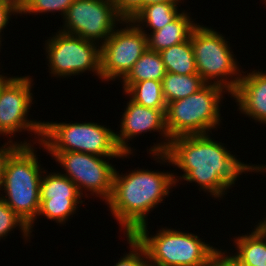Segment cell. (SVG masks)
I'll use <instances>...</instances> for the list:
<instances>
[{
	"mask_svg": "<svg viewBox=\"0 0 266 266\" xmlns=\"http://www.w3.org/2000/svg\"><path fill=\"white\" fill-rule=\"evenodd\" d=\"M51 34L52 36L45 37L47 40L44 41L43 48L50 77L66 80L90 72L102 82L99 44L58 29Z\"/></svg>",
	"mask_w": 266,
	"mask_h": 266,
	"instance_id": "obj_8",
	"label": "cell"
},
{
	"mask_svg": "<svg viewBox=\"0 0 266 266\" xmlns=\"http://www.w3.org/2000/svg\"><path fill=\"white\" fill-rule=\"evenodd\" d=\"M118 169V170H117ZM115 168L112 193L105 203L117 221L119 232L133 235L148 222V215L176 188L173 172L139 168L121 174ZM175 187V188H173Z\"/></svg>",
	"mask_w": 266,
	"mask_h": 266,
	"instance_id": "obj_2",
	"label": "cell"
},
{
	"mask_svg": "<svg viewBox=\"0 0 266 266\" xmlns=\"http://www.w3.org/2000/svg\"><path fill=\"white\" fill-rule=\"evenodd\" d=\"M75 0H29L27 6L20 14L21 16L27 15H54L58 12L59 16L63 18L67 9Z\"/></svg>",
	"mask_w": 266,
	"mask_h": 266,
	"instance_id": "obj_24",
	"label": "cell"
},
{
	"mask_svg": "<svg viewBox=\"0 0 266 266\" xmlns=\"http://www.w3.org/2000/svg\"><path fill=\"white\" fill-rule=\"evenodd\" d=\"M191 12L186 9L171 23L166 24L159 30L144 32L147 35L148 49L160 52L165 48L187 41L194 28L199 24L192 19ZM196 21V22H195Z\"/></svg>",
	"mask_w": 266,
	"mask_h": 266,
	"instance_id": "obj_17",
	"label": "cell"
},
{
	"mask_svg": "<svg viewBox=\"0 0 266 266\" xmlns=\"http://www.w3.org/2000/svg\"><path fill=\"white\" fill-rule=\"evenodd\" d=\"M159 53L167 72L179 75L198 74L190 38Z\"/></svg>",
	"mask_w": 266,
	"mask_h": 266,
	"instance_id": "obj_20",
	"label": "cell"
},
{
	"mask_svg": "<svg viewBox=\"0 0 266 266\" xmlns=\"http://www.w3.org/2000/svg\"><path fill=\"white\" fill-rule=\"evenodd\" d=\"M261 1H262L261 3L265 4V6H266V0H261Z\"/></svg>",
	"mask_w": 266,
	"mask_h": 266,
	"instance_id": "obj_35",
	"label": "cell"
},
{
	"mask_svg": "<svg viewBox=\"0 0 266 266\" xmlns=\"http://www.w3.org/2000/svg\"><path fill=\"white\" fill-rule=\"evenodd\" d=\"M147 48V35L124 20L101 45L102 82H121Z\"/></svg>",
	"mask_w": 266,
	"mask_h": 266,
	"instance_id": "obj_11",
	"label": "cell"
},
{
	"mask_svg": "<svg viewBox=\"0 0 266 266\" xmlns=\"http://www.w3.org/2000/svg\"><path fill=\"white\" fill-rule=\"evenodd\" d=\"M212 135L215 134L175 137L171 139L166 153L151 154L150 157L158 165H172L175 171L181 170L180 175L173 172L176 187L184 181L195 183L200 192L220 202L238 184L241 175L248 172L260 174L261 165L244 163L225 143L212 138Z\"/></svg>",
	"mask_w": 266,
	"mask_h": 266,
	"instance_id": "obj_1",
	"label": "cell"
},
{
	"mask_svg": "<svg viewBox=\"0 0 266 266\" xmlns=\"http://www.w3.org/2000/svg\"><path fill=\"white\" fill-rule=\"evenodd\" d=\"M122 94L135 103L154 109L166 110L162 83L155 80H144L136 83H121Z\"/></svg>",
	"mask_w": 266,
	"mask_h": 266,
	"instance_id": "obj_19",
	"label": "cell"
},
{
	"mask_svg": "<svg viewBox=\"0 0 266 266\" xmlns=\"http://www.w3.org/2000/svg\"><path fill=\"white\" fill-rule=\"evenodd\" d=\"M2 42H3V41H0V52H1V49H3V47H1V46H3V45H2ZM0 61H1V60H0ZM0 65L2 66L1 62H0ZM1 66H0V69H2ZM1 73H2V71L0 70V74H1Z\"/></svg>",
	"mask_w": 266,
	"mask_h": 266,
	"instance_id": "obj_34",
	"label": "cell"
},
{
	"mask_svg": "<svg viewBox=\"0 0 266 266\" xmlns=\"http://www.w3.org/2000/svg\"><path fill=\"white\" fill-rule=\"evenodd\" d=\"M47 170L45 168L40 183L39 212L37 218L29 225L32 236V232H35L34 224L38 222V218L44 216L59 226H66L73 215L74 217L76 213L78 215L80 206L85 205L86 199L80 194L77 186L70 178L59 171L53 170L52 172L51 170L48 172Z\"/></svg>",
	"mask_w": 266,
	"mask_h": 266,
	"instance_id": "obj_14",
	"label": "cell"
},
{
	"mask_svg": "<svg viewBox=\"0 0 266 266\" xmlns=\"http://www.w3.org/2000/svg\"><path fill=\"white\" fill-rule=\"evenodd\" d=\"M6 74L8 76L5 75V73L0 74V92H1V89L3 88V86L13 77V75H9L8 73H6Z\"/></svg>",
	"mask_w": 266,
	"mask_h": 266,
	"instance_id": "obj_32",
	"label": "cell"
},
{
	"mask_svg": "<svg viewBox=\"0 0 266 266\" xmlns=\"http://www.w3.org/2000/svg\"><path fill=\"white\" fill-rule=\"evenodd\" d=\"M36 146L19 145L10 154L0 187V198L28 225L39 212L40 183L45 170Z\"/></svg>",
	"mask_w": 266,
	"mask_h": 266,
	"instance_id": "obj_4",
	"label": "cell"
},
{
	"mask_svg": "<svg viewBox=\"0 0 266 266\" xmlns=\"http://www.w3.org/2000/svg\"><path fill=\"white\" fill-rule=\"evenodd\" d=\"M230 98L237 104L236 111L257 124L266 125V70L243 71Z\"/></svg>",
	"mask_w": 266,
	"mask_h": 266,
	"instance_id": "obj_15",
	"label": "cell"
},
{
	"mask_svg": "<svg viewBox=\"0 0 266 266\" xmlns=\"http://www.w3.org/2000/svg\"><path fill=\"white\" fill-rule=\"evenodd\" d=\"M33 85H35V81L32 76L17 75L13 76L1 89L0 138L4 136L3 139L6 137L8 140L15 141L14 137H18V133L22 135L24 132L30 135L28 136L30 139L22 140V145L41 143L44 121L34 120L30 118L33 115L29 114L32 104L36 102L32 90L34 89Z\"/></svg>",
	"mask_w": 266,
	"mask_h": 266,
	"instance_id": "obj_9",
	"label": "cell"
},
{
	"mask_svg": "<svg viewBox=\"0 0 266 266\" xmlns=\"http://www.w3.org/2000/svg\"><path fill=\"white\" fill-rule=\"evenodd\" d=\"M186 0H144V5L162 2H185Z\"/></svg>",
	"mask_w": 266,
	"mask_h": 266,
	"instance_id": "obj_33",
	"label": "cell"
},
{
	"mask_svg": "<svg viewBox=\"0 0 266 266\" xmlns=\"http://www.w3.org/2000/svg\"><path fill=\"white\" fill-rule=\"evenodd\" d=\"M253 227L250 232L230 238L229 241L233 242L230 252L222 248L223 253L237 266H266V236L255 225Z\"/></svg>",
	"mask_w": 266,
	"mask_h": 266,
	"instance_id": "obj_16",
	"label": "cell"
},
{
	"mask_svg": "<svg viewBox=\"0 0 266 266\" xmlns=\"http://www.w3.org/2000/svg\"><path fill=\"white\" fill-rule=\"evenodd\" d=\"M47 154L62 168L61 173L75 183L84 198L89 199L93 196L92 199L99 198L104 204L112 193L113 175L116 168L112 164L113 159L129 160L131 156V154L97 156L82 152H47Z\"/></svg>",
	"mask_w": 266,
	"mask_h": 266,
	"instance_id": "obj_10",
	"label": "cell"
},
{
	"mask_svg": "<svg viewBox=\"0 0 266 266\" xmlns=\"http://www.w3.org/2000/svg\"><path fill=\"white\" fill-rule=\"evenodd\" d=\"M213 266H237L221 251L215 258Z\"/></svg>",
	"mask_w": 266,
	"mask_h": 266,
	"instance_id": "obj_30",
	"label": "cell"
},
{
	"mask_svg": "<svg viewBox=\"0 0 266 266\" xmlns=\"http://www.w3.org/2000/svg\"><path fill=\"white\" fill-rule=\"evenodd\" d=\"M149 227L141 226L133 236L145 248L150 266H213L222 251L197 233L165 226L152 234Z\"/></svg>",
	"mask_w": 266,
	"mask_h": 266,
	"instance_id": "obj_3",
	"label": "cell"
},
{
	"mask_svg": "<svg viewBox=\"0 0 266 266\" xmlns=\"http://www.w3.org/2000/svg\"><path fill=\"white\" fill-rule=\"evenodd\" d=\"M128 252L117 259L113 266H150L145 248L133 235H125Z\"/></svg>",
	"mask_w": 266,
	"mask_h": 266,
	"instance_id": "obj_25",
	"label": "cell"
},
{
	"mask_svg": "<svg viewBox=\"0 0 266 266\" xmlns=\"http://www.w3.org/2000/svg\"><path fill=\"white\" fill-rule=\"evenodd\" d=\"M258 221L256 222V224L254 223V225L266 236V216Z\"/></svg>",
	"mask_w": 266,
	"mask_h": 266,
	"instance_id": "obj_31",
	"label": "cell"
},
{
	"mask_svg": "<svg viewBox=\"0 0 266 266\" xmlns=\"http://www.w3.org/2000/svg\"><path fill=\"white\" fill-rule=\"evenodd\" d=\"M123 20H132L143 8L144 0H111Z\"/></svg>",
	"mask_w": 266,
	"mask_h": 266,
	"instance_id": "obj_26",
	"label": "cell"
},
{
	"mask_svg": "<svg viewBox=\"0 0 266 266\" xmlns=\"http://www.w3.org/2000/svg\"><path fill=\"white\" fill-rule=\"evenodd\" d=\"M61 21L59 31L101 46L124 20L111 0H75Z\"/></svg>",
	"mask_w": 266,
	"mask_h": 266,
	"instance_id": "obj_12",
	"label": "cell"
},
{
	"mask_svg": "<svg viewBox=\"0 0 266 266\" xmlns=\"http://www.w3.org/2000/svg\"><path fill=\"white\" fill-rule=\"evenodd\" d=\"M6 142L1 144L0 146V187L2 184V178L4 174V166L6 163L7 158L10 156V154L19 146L22 145L21 140L11 141V140H4Z\"/></svg>",
	"mask_w": 266,
	"mask_h": 266,
	"instance_id": "obj_28",
	"label": "cell"
},
{
	"mask_svg": "<svg viewBox=\"0 0 266 266\" xmlns=\"http://www.w3.org/2000/svg\"><path fill=\"white\" fill-rule=\"evenodd\" d=\"M166 72L160 53L147 48L135 62L132 70L119 83H136L144 80L162 81Z\"/></svg>",
	"mask_w": 266,
	"mask_h": 266,
	"instance_id": "obj_22",
	"label": "cell"
},
{
	"mask_svg": "<svg viewBox=\"0 0 266 266\" xmlns=\"http://www.w3.org/2000/svg\"><path fill=\"white\" fill-rule=\"evenodd\" d=\"M103 123L43 122L39 148L44 152H82L97 156H123L115 140V130Z\"/></svg>",
	"mask_w": 266,
	"mask_h": 266,
	"instance_id": "obj_6",
	"label": "cell"
},
{
	"mask_svg": "<svg viewBox=\"0 0 266 266\" xmlns=\"http://www.w3.org/2000/svg\"><path fill=\"white\" fill-rule=\"evenodd\" d=\"M12 15H15L17 19V16H20V13L10 5L0 3V41H4V39H6L3 37L5 31L4 29H7V25L10 23V21L12 23Z\"/></svg>",
	"mask_w": 266,
	"mask_h": 266,
	"instance_id": "obj_27",
	"label": "cell"
},
{
	"mask_svg": "<svg viewBox=\"0 0 266 266\" xmlns=\"http://www.w3.org/2000/svg\"><path fill=\"white\" fill-rule=\"evenodd\" d=\"M127 99L129 100L126 101L127 103L124 105V112H121L123 114L120 115L122 116L119 120L120 124L118 125V127L120 126V130L115 132V140L119 149L124 154H131L133 157L137 154V149L135 146L131 147L133 145L130 141L135 140L134 138L136 136L139 137L141 135L142 137V134L144 136L148 132H157L159 136L156 144L153 142V146L150 145L149 149L147 147V154L166 153L171 141L166 128V110L145 107L135 103L129 97Z\"/></svg>",
	"mask_w": 266,
	"mask_h": 266,
	"instance_id": "obj_13",
	"label": "cell"
},
{
	"mask_svg": "<svg viewBox=\"0 0 266 266\" xmlns=\"http://www.w3.org/2000/svg\"><path fill=\"white\" fill-rule=\"evenodd\" d=\"M161 83L166 104L186 98L206 84L199 74L179 75L170 72L165 73Z\"/></svg>",
	"mask_w": 266,
	"mask_h": 266,
	"instance_id": "obj_21",
	"label": "cell"
},
{
	"mask_svg": "<svg viewBox=\"0 0 266 266\" xmlns=\"http://www.w3.org/2000/svg\"><path fill=\"white\" fill-rule=\"evenodd\" d=\"M181 4H184V2H162L144 5L131 21L142 32L159 30L175 20L185 10L181 7Z\"/></svg>",
	"mask_w": 266,
	"mask_h": 266,
	"instance_id": "obj_18",
	"label": "cell"
},
{
	"mask_svg": "<svg viewBox=\"0 0 266 266\" xmlns=\"http://www.w3.org/2000/svg\"><path fill=\"white\" fill-rule=\"evenodd\" d=\"M29 0H0V3H5L12 6L20 14L27 6Z\"/></svg>",
	"mask_w": 266,
	"mask_h": 266,
	"instance_id": "obj_29",
	"label": "cell"
},
{
	"mask_svg": "<svg viewBox=\"0 0 266 266\" xmlns=\"http://www.w3.org/2000/svg\"><path fill=\"white\" fill-rule=\"evenodd\" d=\"M199 23L190 36L198 74L206 84L222 86L232 93L244 68L232 50L229 38Z\"/></svg>",
	"mask_w": 266,
	"mask_h": 266,
	"instance_id": "obj_7",
	"label": "cell"
},
{
	"mask_svg": "<svg viewBox=\"0 0 266 266\" xmlns=\"http://www.w3.org/2000/svg\"><path fill=\"white\" fill-rule=\"evenodd\" d=\"M20 230L21 238L25 243H31V233L29 225L24 222L1 198H0V242L14 233V230ZM13 231V232H12Z\"/></svg>",
	"mask_w": 266,
	"mask_h": 266,
	"instance_id": "obj_23",
	"label": "cell"
},
{
	"mask_svg": "<svg viewBox=\"0 0 266 266\" xmlns=\"http://www.w3.org/2000/svg\"><path fill=\"white\" fill-rule=\"evenodd\" d=\"M226 94L231 96L222 86L205 84L192 95L168 103L165 116L169 138L208 134L214 129L218 132L223 124L221 107Z\"/></svg>",
	"mask_w": 266,
	"mask_h": 266,
	"instance_id": "obj_5",
	"label": "cell"
}]
</instances>
